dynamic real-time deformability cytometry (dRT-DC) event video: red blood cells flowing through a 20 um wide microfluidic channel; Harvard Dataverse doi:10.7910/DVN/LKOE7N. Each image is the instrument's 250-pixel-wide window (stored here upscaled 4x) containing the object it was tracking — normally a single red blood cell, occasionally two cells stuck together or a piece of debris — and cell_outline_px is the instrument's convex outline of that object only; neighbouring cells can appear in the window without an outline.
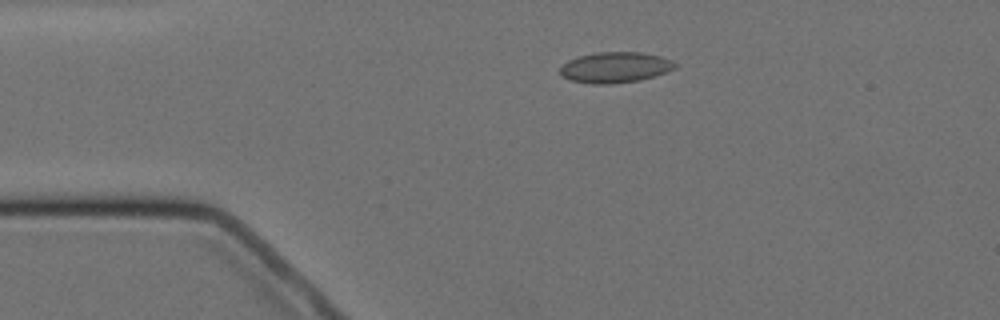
{"species": "Egyptian fruit bat (a non-hibernating species)", "species_latin": "Rousettus aegyptiacus", "temperature_condition": "cold", "stored_images_in_passage": 2, "camera_frame_rate_fps": 3000, "um_per_image_px": 0.085, "animal": {"sex": "female"}, "frame": {"image": 1, "passage_image": 1, "time_ms": 0.0, "image_size_px": [1000, 320], "cell_outline_px": [[676, 68], [640, 80], [612, 84], [592, 84], [568, 80], [560, 76], [560, 68], [568, 60], [580, 56], [600, 52], [640, 52], [660, 56], [672, 60], [676, 64]], "centroid_in_image_um": [52.25, 5.74], "position_along_channel_um": 32.7, "area_um2": 20.52}}